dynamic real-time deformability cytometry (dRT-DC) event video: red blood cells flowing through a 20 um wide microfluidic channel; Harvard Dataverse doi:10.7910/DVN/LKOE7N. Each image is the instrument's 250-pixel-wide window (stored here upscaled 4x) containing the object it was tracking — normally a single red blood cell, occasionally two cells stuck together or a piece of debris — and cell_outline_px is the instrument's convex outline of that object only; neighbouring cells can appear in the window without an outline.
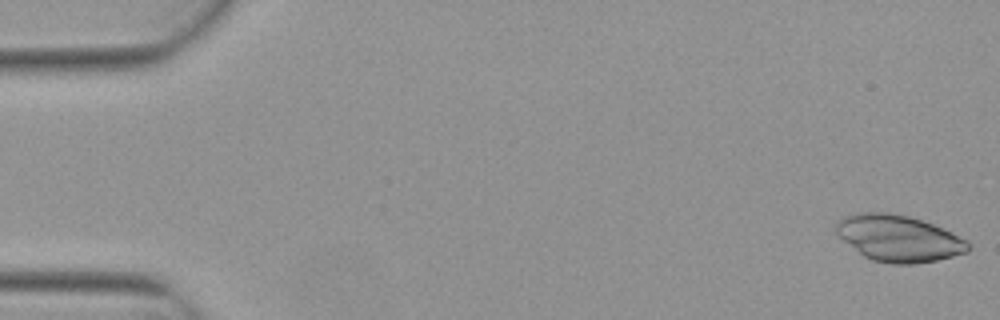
{"species": "Egyptian fruit bat (a non-hibernating species)", "species_latin": "Rousettus aegyptiacus", "temperature_condition": "warm", "stored_images_in_passage": 5, "camera_frame_rate_fps": 3000, "um_per_image_px": 0.085, "animal": {"sex": "female"}, "frame": {"image": 1, "passage_image": 1, "time_ms": 0.0, "image_size_px": [1000, 320], "cell_outline_px": [[972, 248], [968, 252], [936, 260], [916, 264], [892, 264], [872, 260], [864, 256], [844, 240], [836, 232], [836, 220], [844, 216], [860, 212], [888, 212], [908, 216], [932, 224], [952, 232], [968, 240], [972, 244]], "centroid_in_image_um": [76.42, 20.26], "position_along_channel_um": 8.6, "area_um2": 35.78}}